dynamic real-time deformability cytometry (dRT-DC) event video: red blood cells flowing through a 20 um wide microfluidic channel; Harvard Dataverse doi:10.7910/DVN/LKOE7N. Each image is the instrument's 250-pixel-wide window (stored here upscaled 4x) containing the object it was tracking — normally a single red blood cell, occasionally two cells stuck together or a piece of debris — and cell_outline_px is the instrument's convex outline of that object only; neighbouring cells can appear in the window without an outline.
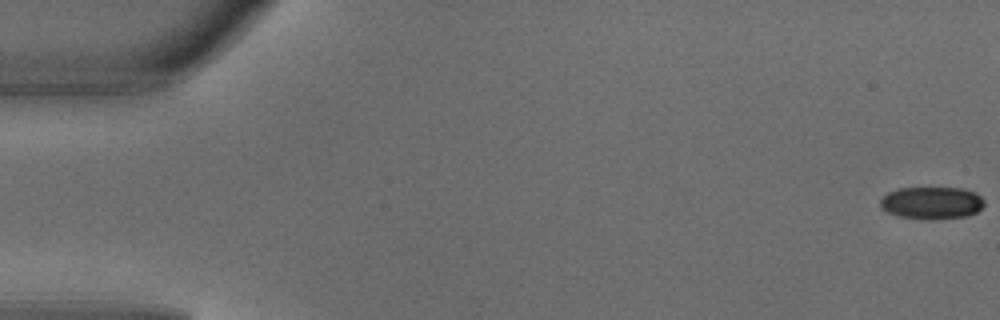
{"species": "common noctule bat (a hibernating species)", "species_latin": "Nyctalus noctula", "temperature_condition": "warm", "stored_images_in_passage": 4, "camera_frame_rate_fps": 3000, "um_per_image_px": 0.085, "animal": {"sex": "male", "body_mass_g": 18.8}, "frame": {"image": 1, "passage_image": 1, "time_ms": 0.0, "image_size_px": [1000, 320], "cell_outline_px": [[984, 204], [976, 212], [968, 216], [932, 220], [900, 216], [888, 212], [880, 204], [880, 200], [888, 192], [900, 188], [960, 188], [976, 192], [984, 200]], "centroid_in_image_um": [79.23, 17.24], "position_along_channel_um": 5.8, "area_um2": 19.48}}
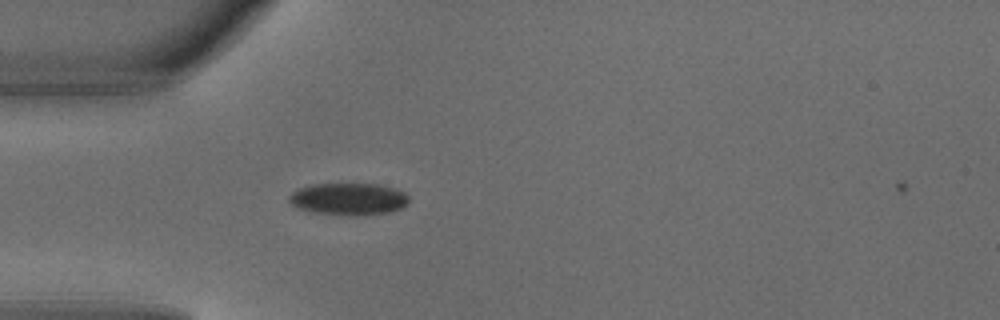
{"frame": {"image": 2, "passage_image": 4, "time_ms": 1.0, "image_size_px": [1000, 320], "cell_outline_px": [[408, 204], [400, 208], [388, 212], [356, 216], [352, 216], [316, 212], [300, 208], [292, 204], [288, 200], [288, 196], [292, 192], [308, 184], [380, 184], [404, 192], [408, 196]], "centroid_in_image_um": [29.63, 16.91], "position_along_channel_um": 55.4, "area_um2": 22.25}}